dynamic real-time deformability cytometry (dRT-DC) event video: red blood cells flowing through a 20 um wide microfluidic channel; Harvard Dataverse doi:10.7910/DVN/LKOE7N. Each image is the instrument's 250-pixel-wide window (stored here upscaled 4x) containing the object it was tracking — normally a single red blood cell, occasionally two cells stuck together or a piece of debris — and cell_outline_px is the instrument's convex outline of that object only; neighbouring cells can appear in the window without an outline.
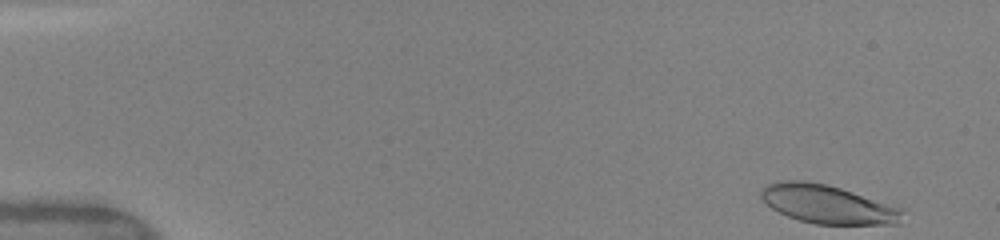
{"species": "human", "species_latin": "Homo sapiens", "temperature_condition": "warm", "stored_images_in_passage": 45, "camera_frame_rate_fps": 3000, "um_per_image_px": 0.085, "donor": {"sex": "female"}, "frame": {"image": 1, "passage_image": 1, "time_ms": 0.0, "image_size_px": [1000, 240], "cell_outline_px": [[904, 212], [900, 224], [816, 224], [800, 220], [788, 216], [772, 208], [760, 196], [760, 188], [768, 184], [784, 180], [804, 180], [828, 184], [904, 208]], "centroid_in_image_um": [70.38, 17.35], "position_along_channel_um": 14.6, "area_um2": 31.85}}
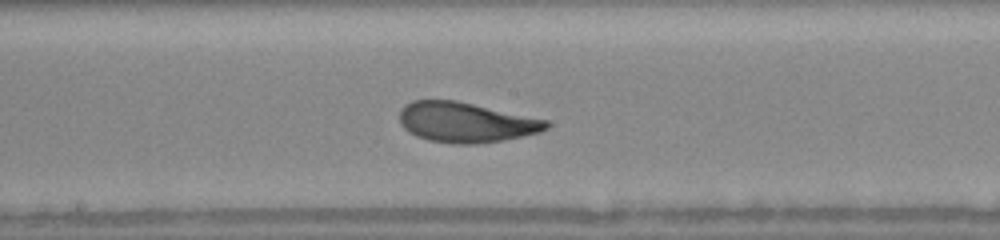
{"frame": {"image": 2, "passage_image": 25, "time_ms": 8.0, "image_size_px": [1000, 240], "cell_outline_px": [[552, 124], [548, 128], [540, 132], [500, 140], [476, 144], [452, 144], [428, 140], [416, 136], [408, 132], [400, 124], [400, 108], [404, 104], [412, 100], [456, 100], [548, 120]], "centroid_in_image_um": [39.56, 10.39], "position_along_channel_um": 208.6, "area_um2": 34.39}}
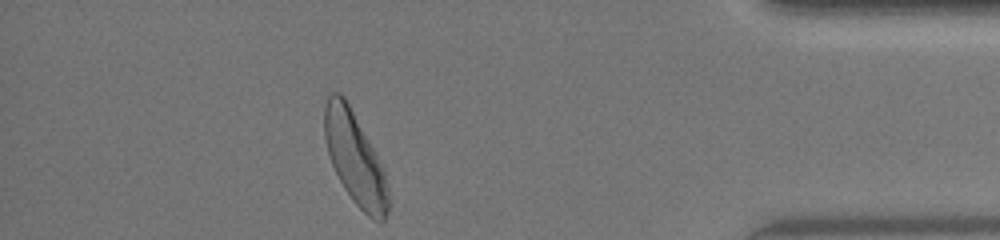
{"frame": {"image": 3, "passage_image": 42, "time_ms": 13.667, "image_size_px": [1000, 240], "cell_outline_px": [[388, 208], [384, 220], [372, 220], [352, 200], [344, 188], [332, 164], [328, 152], [324, 136], [324, 108], [328, 96], [332, 92], [340, 92], [344, 96], [384, 164], [388, 184]], "centroid_in_image_um": [30.19, 13.44], "position_along_channel_um": 405.0, "area_um2": 34.51}, "authors_computed_cell_mechanics": {"area_um2": 33.9286, "velocity_mm_per_s": 4.0992, "shape_relaxation_time_tau1_ms": 2.551, "shape_relaxation_time_tau2_ms": 0.9187, "deformation_change_tau1": 0.1592, "deformation_change_tau2": 0.0818}}